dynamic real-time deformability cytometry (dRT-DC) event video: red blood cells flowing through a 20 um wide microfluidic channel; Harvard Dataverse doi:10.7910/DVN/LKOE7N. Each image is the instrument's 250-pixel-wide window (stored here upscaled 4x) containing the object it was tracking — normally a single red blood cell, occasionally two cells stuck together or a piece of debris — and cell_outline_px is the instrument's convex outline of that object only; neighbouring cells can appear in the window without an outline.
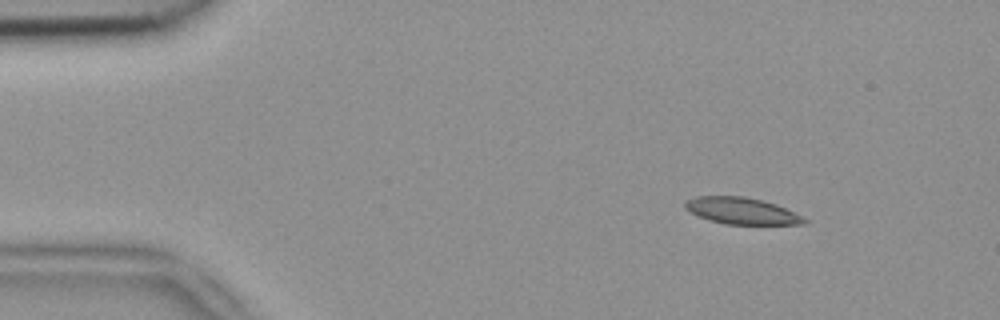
{"species": "common noctule bat (a hibernating species)", "species_latin": "Nyctalus noctula", "temperature_condition": "room temperature", "stored_images_in_passage": 3, "camera_frame_rate_fps": 3000, "um_per_image_px": 0.085, "animal": {"sex": "female", "body_mass_g": 18.4}, "frame": {"image": 1, "passage_image": 1, "time_ms": 0.0, "image_size_px": [1000, 320], "cell_outline_px": [[808, 220], [804, 224], [728, 224], [712, 220], [700, 216], [684, 208], [684, 204], [688, 200], [696, 196], [744, 196], [776, 204]], "centroid_in_image_um": [63.03, 17.91], "position_along_channel_um": 22.0, "area_um2": 17.98}}
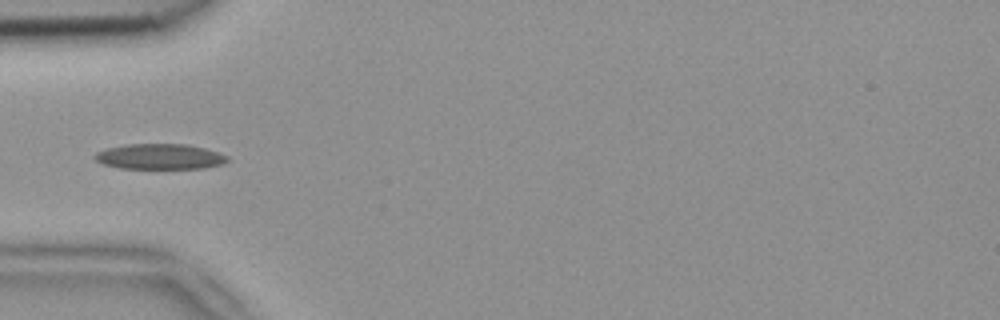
{"frame": {"image": 2, "passage_image": 3, "time_ms": 0.667, "image_size_px": [1000, 320], "cell_outline_px": [[228, 160], [220, 164], [204, 168], [120, 168], [104, 164], [96, 160], [92, 156], [96, 152], [108, 148], [128, 144], [188, 144], [204, 148], [228, 156]], "centroid_in_image_um": [13.56, 13.3], "position_along_channel_um": 71.4, "area_um2": 19.42}}